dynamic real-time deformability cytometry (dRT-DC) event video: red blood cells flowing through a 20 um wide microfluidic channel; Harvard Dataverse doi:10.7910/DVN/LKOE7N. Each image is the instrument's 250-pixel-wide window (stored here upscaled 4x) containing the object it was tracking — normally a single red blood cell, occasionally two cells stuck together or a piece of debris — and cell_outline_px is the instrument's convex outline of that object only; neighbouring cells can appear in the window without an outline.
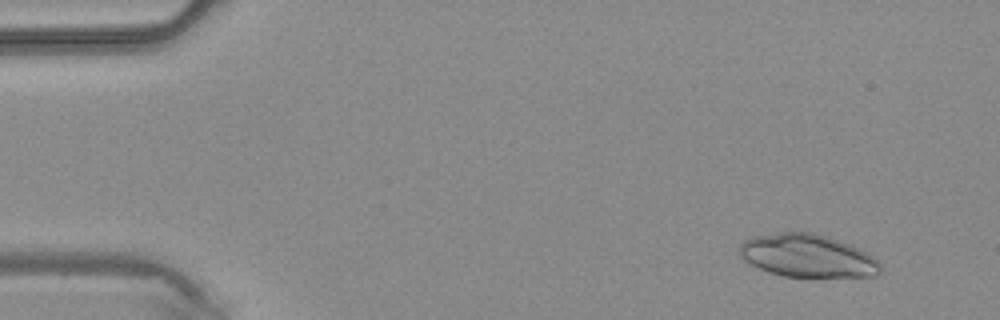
{"species": "common noctule bat (a hibernating species)", "species_latin": "Nyctalus noctula", "temperature_condition": "warm", "stored_images_in_passage": 3, "camera_frame_rate_fps": 3000, "um_per_image_px": 0.085, "animal": {"sex": "male", "body_mass_g": 20.4}, "frame": {"image": 1, "passage_image": 1, "time_ms": 0.0, "image_size_px": [1000, 320], "cell_outline_px": [[880, 272], [876, 276], [816, 280], [784, 276], [768, 272], [744, 260], [740, 256], [740, 244], [744, 240], [752, 236], [780, 232], [812, 232], [848, 244], [868, 252], [880, 264]], "centroid_in_image_um": [68.66, 21.8], "position_along_channel_um": 16.3, "area_um2": 36.13}}